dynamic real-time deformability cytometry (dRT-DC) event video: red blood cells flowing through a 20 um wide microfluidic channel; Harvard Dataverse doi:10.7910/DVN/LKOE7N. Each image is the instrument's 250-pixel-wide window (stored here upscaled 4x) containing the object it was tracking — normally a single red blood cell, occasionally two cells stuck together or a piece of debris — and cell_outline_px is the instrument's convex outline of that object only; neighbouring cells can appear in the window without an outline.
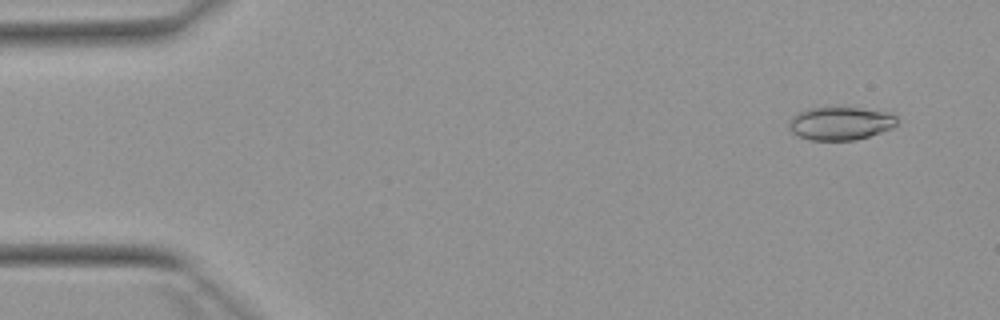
{"species": "Egyptian fruit bat (a non-hibernating species)", "species_latin": "Rousettus aegyptiacus", "temperature_condition": "warm", "stored_images_in_passage": 52, "camera_frame_rate_fps": 3000, "um_per_image_px": 0.085, "animal": {"sex": "female"}, "frame": {"image": 1, "passage_image": 4, "time_ms": 1.0, "image_size_px": [1000, 320], "cell_outline_px": [[896, 124], [892, 128], [856, 140], [808, 140], [792, 132], [788, 128], [788, 120], [792, 116], [808, 108], [860, 108], [884, 112], [896, 116]], "centroid_in_image_um": [71.38, 10.5], "position_along_channel_um": 13.6, "area_um2": 20.63}}
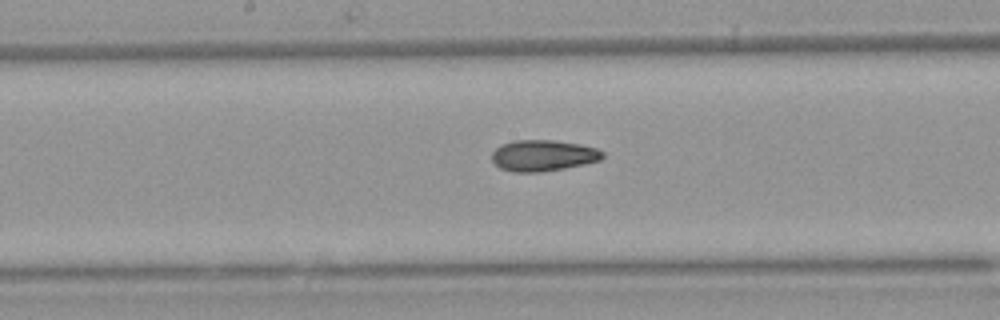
{"frame": {"image": 2, "passage_image": 27, "time_ms": 8.667, "image_size_px": [1000, 320], "cell_outline_px": [[604, 156], [600, 160], [584, 164], [564, 168], [540, 172], [512, 172], [500, 168], [492, 160], [492, 152], [500, 144], [516, 140], [552, 140], [580, 144], [596, 148], [604, 152]], "centroid_in_image_um": [46.15, 13.22], "position_along_channel_um": 202.0, "area_um2": 20.11}}
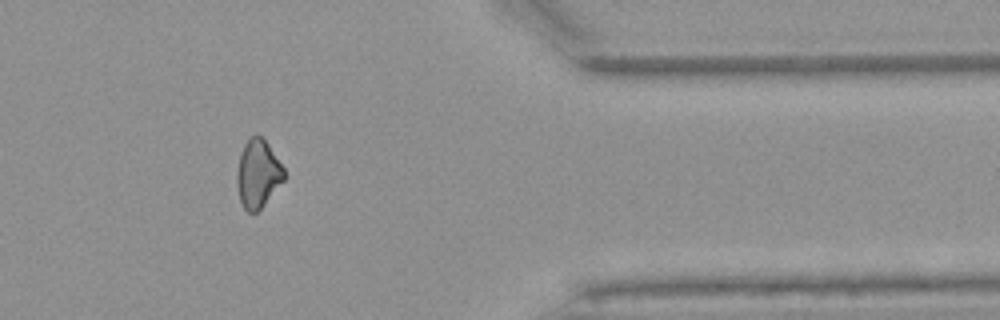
{"frame": {"image": 3, "passage_image": 43, "time_ms": 14.0, "image_size_px": [1000, 320], "cell_outline_px": [[284, 180], [260, 208], [256, 212], [248, 212], [244, 208], [240, 200], [236, 184], [236, 172], [240, 156], [244, 144], [256, 132], [268, 144], [284, 168]], "centroid_in_image_um": [21.9, 14.76], "position_along_channel_um": 389.5, "area_um2": 18.44}, "authors_computed_cell_mechanics": {"area_um2": 20.1722, "velocity_mm_per_s": 3.9356, "shape_relaxation_time_tau1_ms": null, "shape_relaxation_time_tau2_ms": 4.8202, "deformation_change_tau1": null, "deformation_change_tau2": 0.1038}}